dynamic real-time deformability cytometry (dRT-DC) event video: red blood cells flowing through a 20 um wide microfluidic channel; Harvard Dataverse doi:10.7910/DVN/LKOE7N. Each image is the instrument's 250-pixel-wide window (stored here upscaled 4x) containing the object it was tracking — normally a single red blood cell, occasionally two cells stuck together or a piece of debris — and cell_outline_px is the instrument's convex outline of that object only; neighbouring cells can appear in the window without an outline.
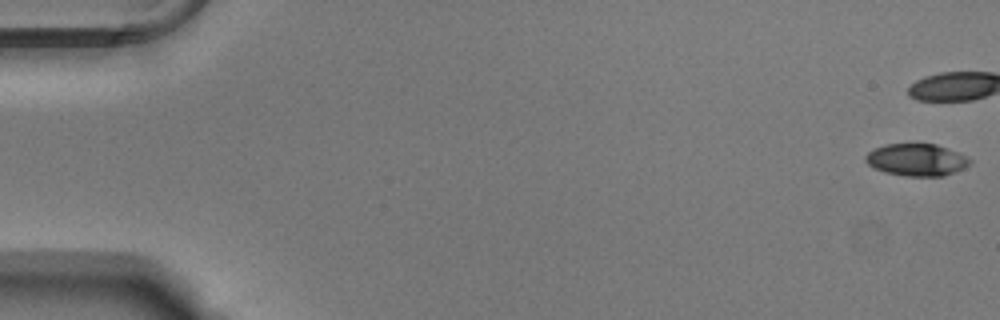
{"species": "Egyptian fruit bat (a non-hibernating species)", "species_latin": "Rousettus aegyptiacus", "temperature_condition": "warm", "stored_images_in_passage": 17, "camera_frame_rate_fps": 3000, "um_per_image_px": 0.085, "animal": {"sex": "male"}, "frame": {"image": 1, "passage_image": 1, "time_ms": 0.0, "image_size_px": [1000, 320], "cell_outline_px": [[972, 160], [964, 168], [944, 176], [908, 176], [884, 172], [868, 164], [864, 160], [864, 156], [868, 152], [884, 144], [916, 140], [936, 144], [956, 152]], "centroid_in_image_um": [77.86, 13.53], "position_along_channel_um": 7.1, "area_um2": 20.06}}